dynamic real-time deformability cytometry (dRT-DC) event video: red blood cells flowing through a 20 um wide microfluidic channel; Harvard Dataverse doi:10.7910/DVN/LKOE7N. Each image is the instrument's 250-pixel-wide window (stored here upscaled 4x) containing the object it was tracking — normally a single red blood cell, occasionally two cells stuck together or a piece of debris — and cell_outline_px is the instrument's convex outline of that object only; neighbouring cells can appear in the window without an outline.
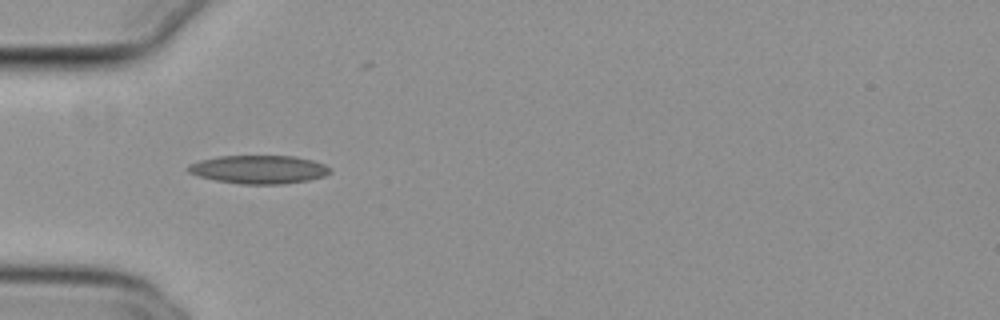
{"species": "common noctule bat (a hibernating species)", "species_latin": "Nyctalus noctula", "temperature_condition": "cold", "stored_images_in_passage": 21, "camera_frame_rate_fps": 3000, "um_per_image_px": 0.085, "animal": {"sex": "female", "body_mass_g": 29.2, "forearm_length_mm": 56.3}, "frame": {"image": 1, "passage_image": 17, "time_ms": 5.333, "image_size_px": [1000, 320], "cell_outline_px": [[332, 172], [324, 176], [308, 180], [284, 184], [240, 184], [216, 180], [196, 176], [188, 172], [184, 168], [188, 164], [200, 160], [220, 156], [296, 156], [312, 160], [324, 164]], "centroid_in_image_um": [21.95, 14.4], "position_along_channel_um": 63.0, "area_um2": 23.58}}
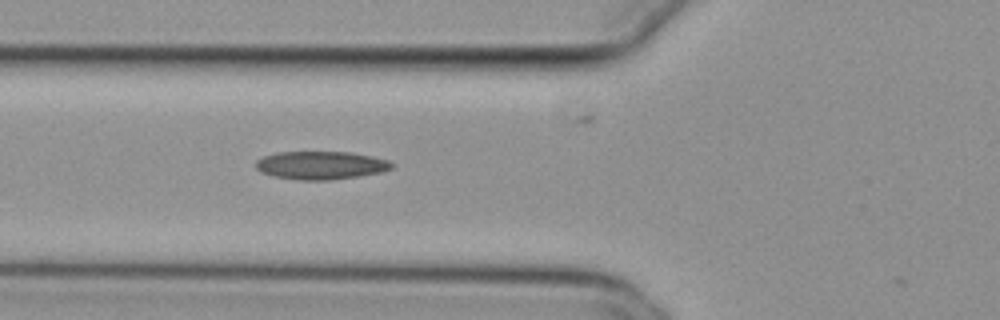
{"frame": {"image": 2, "passage_image": 20, "time_ms": 6.333, "image_size_px": [1000, 320], "cell_outline_px": [[392, 168], [380, 172], [332, 180], [296, 180], [272, 176], [260, 172], [256, 168], [256, 160], [264, 156], [276, 152], [352, 152], [372, 156], [388, 160], [392, 164]], "centroid_in_image_um": [27.22, 14.05], "position_along_channel_um": 98.6, "area_um2": 22.31}}